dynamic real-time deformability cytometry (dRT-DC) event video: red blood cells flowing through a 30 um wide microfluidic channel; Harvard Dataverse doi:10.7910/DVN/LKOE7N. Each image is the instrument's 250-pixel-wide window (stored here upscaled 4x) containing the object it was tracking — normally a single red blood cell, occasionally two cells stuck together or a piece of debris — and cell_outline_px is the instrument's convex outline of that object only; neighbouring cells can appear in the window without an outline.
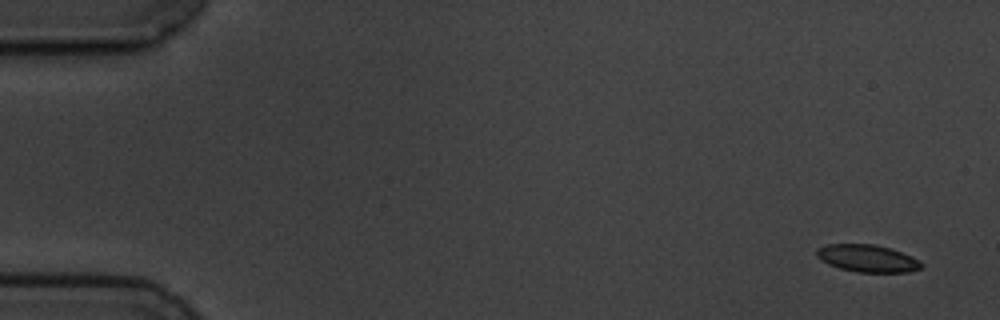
{"species": "common noctule bat (a hibernating species)", "species_latin": "Nyctalus noctula", "temperature_condition": "cold", "stored_images_in_passage": 14, "camera_frame_rate_fps": 3000, "um_per_image_px": 0.085, "animal": {"sex": "male", "body_mass_g": 19.5, "forearm_length_mm": 54.6}, "frame": {"image": 1, "passage_image": 1, "time_ms": 0.0, "image_size_px": [1000, 320], "cell_outline_px": [[924, 264], [920, 268], [908, 272], [856, 272], [840, 268], [828, 264], [820, 260], [816, 256], [816, 248], [828, 244], [876, 244], [912, 256], [920, 260]], "centroid_in_image_um": [73.71, 21.96], "position_along_channel_um": 11.3, "area_um2": 16.7}}
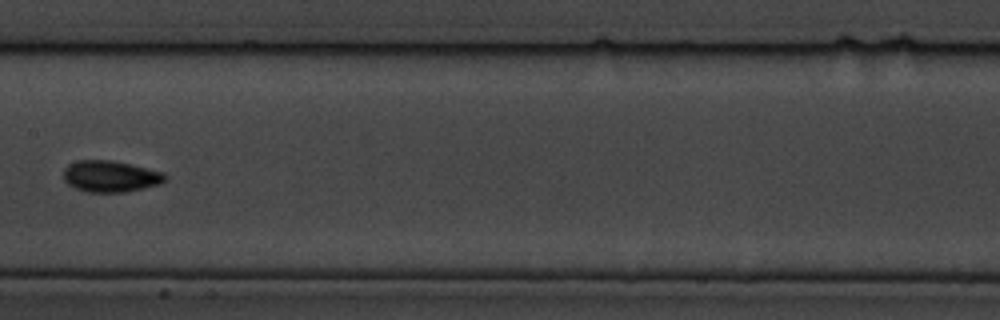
{"frame": {"image": 2, "passage_image": 7, "time_ms": 9.0, "image_size_px": [1000, 320], "cell_outline_px": [[168, 176], [160, 184], [144, 188], [124, 192], [88, 192], [76, 188], [68, 184], [64, 180], [64, 168], [68, 164], [76, 160], [112, 160], [132, 164], [164, 172]], "centroid_in_image_um": [9.4, 14.97], "position_along_channel_um": 198.0, "area_um2": 18.73}}
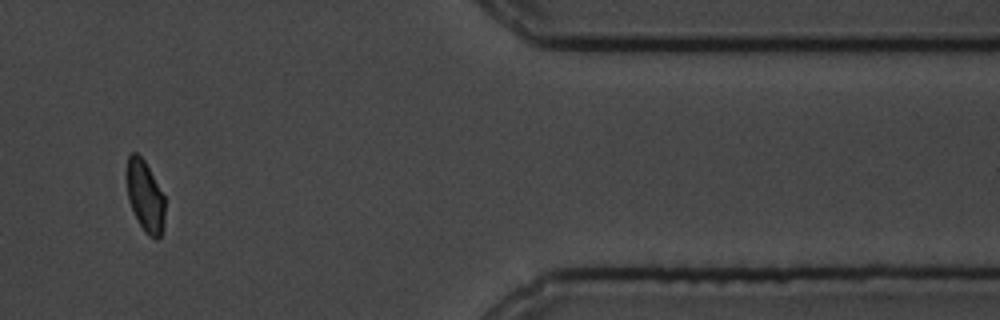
{"frame": {"image": 3, "passage_image": 12, "time_ms": 15.667, "image_size_px": [1000, 320], "cell_outline_px": [[164, 224], [160, 236], [156, 240], [148, 236], [144, 232], [128, 200], [124, 172], [128, 156], [132, 152], [136, 152], [144, 160], [164, 196]], "centroid_in_image_um": [12.29, 16.65], "position_along_channel_um": 399.1, "area_um2": 16.07}, "authors_computed_cell_mechanics": {"area_um2": 17.1666, "velocity_mm_per_s": 3.5079, "shape_relaxation_time_tau1_ms": 3.3433, "shape_relaxation_time_tau2_ms": null, "deformation_change_tau1": 0.0646, "deformation_change_tau2": null}}